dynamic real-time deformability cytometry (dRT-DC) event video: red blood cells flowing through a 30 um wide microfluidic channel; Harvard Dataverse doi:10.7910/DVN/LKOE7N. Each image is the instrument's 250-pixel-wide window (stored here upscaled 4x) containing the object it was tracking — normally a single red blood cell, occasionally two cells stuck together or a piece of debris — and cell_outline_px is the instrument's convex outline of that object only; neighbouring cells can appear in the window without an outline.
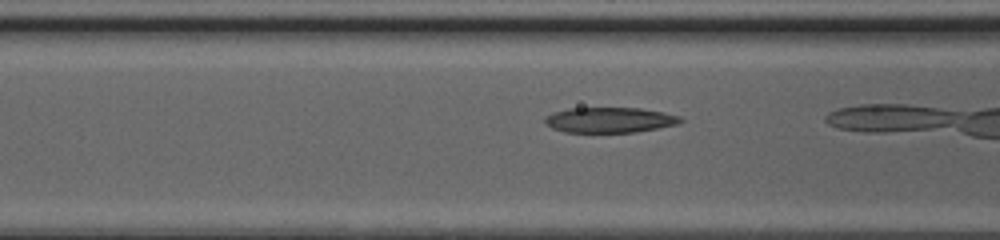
{"species": "common noctule bat (a hibernating species)", "species_latin": "Nyctalus noctula", "temperature_condition": "cold", "stored_images_in_passage": 20, "camera_frame_rate_fps": 3000, "um_per_image_px": 0.085, "animal": {"sex": "female", "body_mass_g": 20.0, "forearm_length_mm": 54.0}, "frame": {"image": 1, "passage_image": 15, "time_ms": 4.667, "image_size_px": [1000, 240], "cell_outline_px": [[684, 120], [680, 124], [636, 132], [564, 132], [552, 128], [544, 124], [544, 116], [552, 112], [568, 108], [640, 108], [664, 112], [680, 116]], "centroid_in_image_um": [51.81, 10.19], "position_along_channel_um": 114.8, "area_um2": 20.29}}